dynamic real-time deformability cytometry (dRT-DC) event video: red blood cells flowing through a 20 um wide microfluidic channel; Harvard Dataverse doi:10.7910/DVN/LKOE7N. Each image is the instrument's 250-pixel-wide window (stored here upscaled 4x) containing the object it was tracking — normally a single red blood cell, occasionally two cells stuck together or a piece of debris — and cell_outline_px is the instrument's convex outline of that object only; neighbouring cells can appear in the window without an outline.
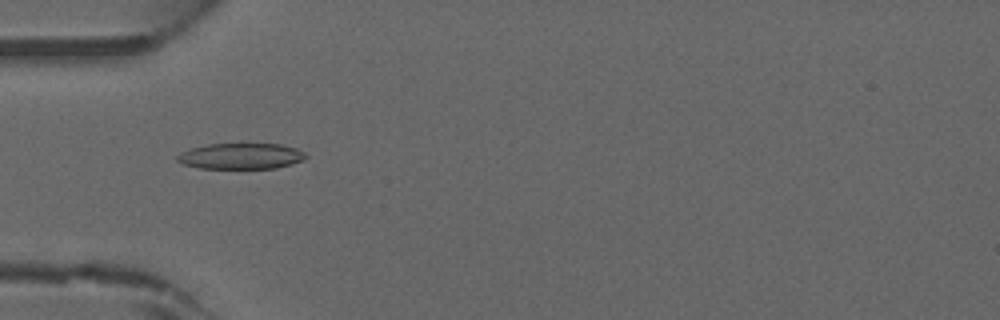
{"species": "common noctule bat (a hibernating species)", "species_latin": "Nyctalus noctula", "temperature_condition": "warm", "stored_images_in_passage": 46, "camera_frame_rate_fps": 3000, "um_per_image_px": 0.085, "animal": {"sex": "male", "forearm_length_mm": 52.5}, "frame": {"image": 1, "passage_image": 15, "time_ms": 4.667, "image_size_px": [1000, 320], "cell_outline_px": [[308, 156], [304, 160], [292, 164], [276, 168], [200, 168], [184, 164], [176, 160], [176, 156], [180, 152], [188, 148], [208, 144], [280, 144], [296, 148], [304, 152]], "centroid_in_image_um": [20.47, 13.26], "position_along_channel_um": 64.5, "area_um2": 19.48}}
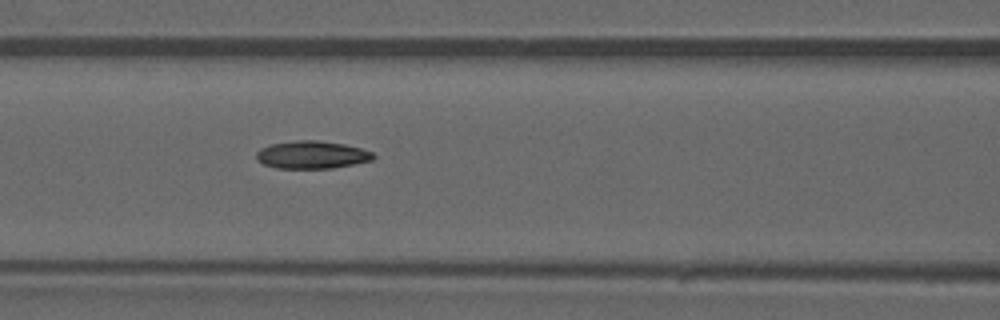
{"frame": {"image": 2, "passage_image": 20, "time_ms": 6.333, "image_size_px": [1000, 320], "cell_outline_px": [[376, 156], [372, 160], [332, 168], [276, 168], [264, 164], [256, 160], [256, 152], [260, 148], [272, 144], [296, 140], [316, 140], [344, 144], [360, 148], [372, 152]], "centroid_in_image_um": [26.48, 13.15], "position_along_channel_um": 140.1, "area_um2": 18.79}}
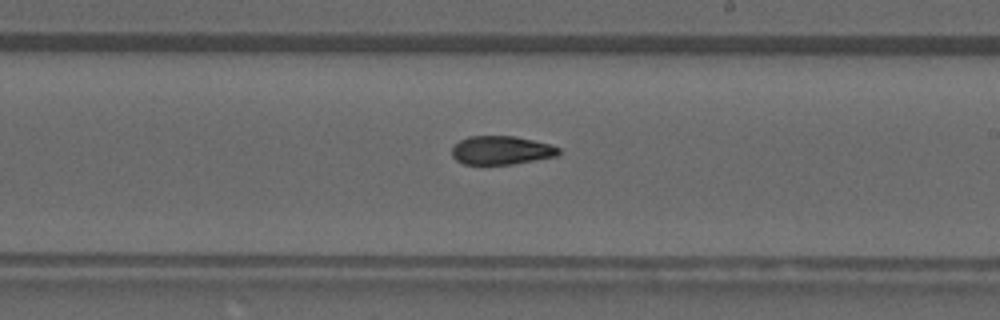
{"frame": {"image": 3, "passage_image": 27, "time_ms": 8.667, "image_size_px": [1000, 320], "cell_outline_px": [[560, 152], [556, 156], [512, 164], [464, 164], [456, 160], [452, 156], [452, 148], [460, 140], [468, 136], [516, 136], [552, 144], [560, 148]], "centroid_in_image_um": [42.62, 12.76], "position_along_channel_um": 246.4, "area_um2": 17.8}}